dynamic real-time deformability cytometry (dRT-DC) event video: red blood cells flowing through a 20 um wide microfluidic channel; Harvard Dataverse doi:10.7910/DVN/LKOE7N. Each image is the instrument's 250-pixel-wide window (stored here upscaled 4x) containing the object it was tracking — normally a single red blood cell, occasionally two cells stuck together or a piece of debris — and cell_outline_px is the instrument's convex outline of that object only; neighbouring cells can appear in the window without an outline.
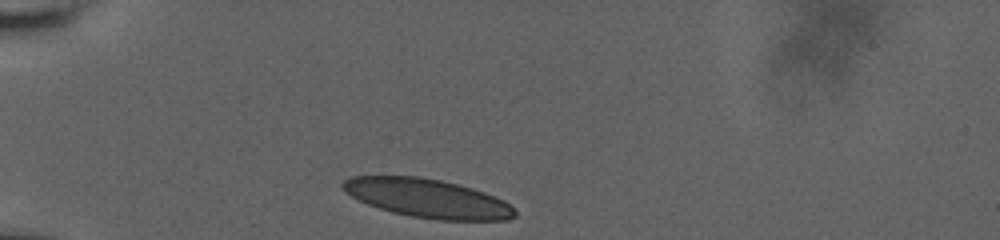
{"species": "human", "species_latin": "Homo sapiens", "temperature_condition": "room temperature", "stored_images_in_passage": 12, "camera_frame_rate_fps": 3000, "um_per_image_px": 0.085, "donor": {"sex": "male"}, "frame": {"image": 1, "passage_image": 1, "time_ms": 0.0, "image_size_px": [1000, 240], "cell_outline_px": [[516, 216], [508, 220], [436, 220], [412, 216], [392, 212], [368, 204], [344, 192], [340, 188], [340, 184], [344, 180], [352, 176], [420, 176], [440, 180], [472, 188], [484, 192], [504, 200], [516, 212]], "centroid_in_image_um": [36.32, 16.85], "position_along_channel_um": 48.7, "area_um2": 38.73}}
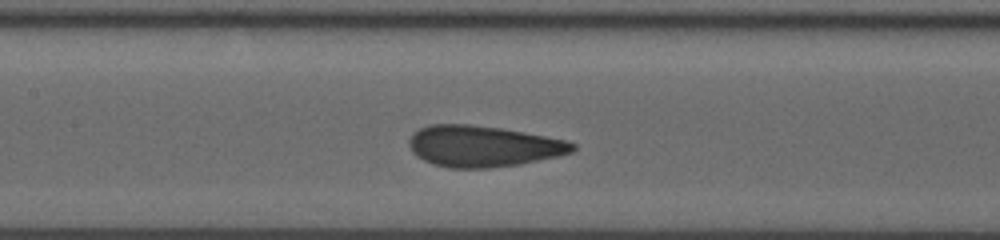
{"frame": {"image": 2, "passage_image": 6, "time_ms": 4.0, "image_size_px": [1000, 240], "cell_outline_px": [[576, 148], [572, 152], [556, 156], [520, 164], [488, 168], [448, 168], [432, 164], [416, 156], [412, 152], [408, 144], [408, 140], [412, 132], [420, 128], [432, 124], [468, 124], [500, 128], [524, 132], [564, 140], [576, 144]], "centroid_in_image_um": [41.0, 12.43], "position_along_channel_um": 166.4, "area_um2": 39.19}}
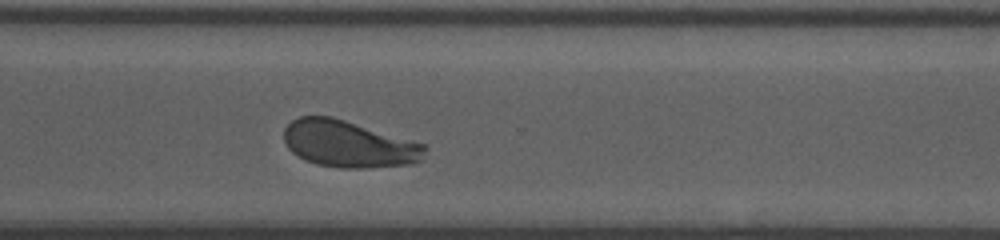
{"frame": {"image": 3, "passage_image": 12, "time_ms": 8.667, "image_size_px": [1000, 240], "cell_outline_px": [[428, 148], [424, 156], [420, 160], [408, 164], [368, 168], [340, 168], [316, 164], [304, 160], [292, 152], [288, 148], [284, 140], [284, 128], [292, 120], [300, 116], [332, 116], [424, 144]], "centroid_in_image_um": [29.61, 12.24], "position_along_channel_um": 341.0, "area_um2": 38.38}}